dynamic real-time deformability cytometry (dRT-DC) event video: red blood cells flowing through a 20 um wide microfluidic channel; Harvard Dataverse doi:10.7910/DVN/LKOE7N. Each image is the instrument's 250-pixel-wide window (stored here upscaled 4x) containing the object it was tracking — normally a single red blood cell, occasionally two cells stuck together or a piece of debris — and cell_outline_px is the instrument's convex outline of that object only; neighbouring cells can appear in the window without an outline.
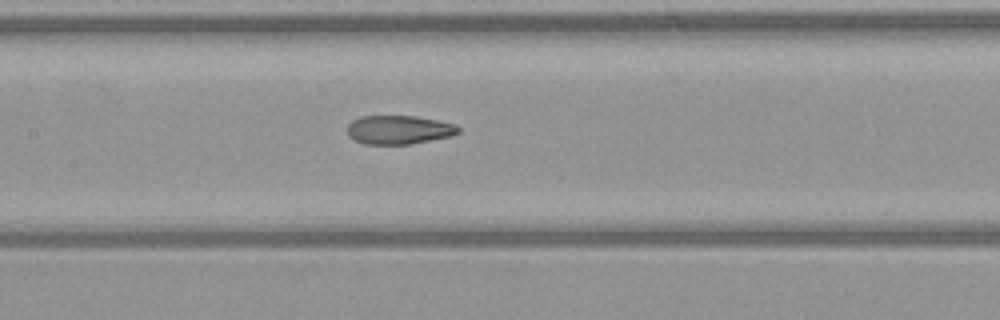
{"species": "common noctule bat (a hibernating species)", "species_latin": "Nyctalus noctula", "temperature_condition": "warm", "stored_images_in_passage": 53, "camera_frame_rate_fps": 3000, "um_per_image_px": 0.085, "animal": {"sex": "female", "body_mass_g": 21.9}, "frame": {"image": 1, "passage_image": 24, "time_ms": 7.667, "image_size_px": [1000, 320], "cell_outline_px": [[460, 132], [452, 136], [412, 144], [364, 144], [348, 136], [348, 124], [352, 120], [360, 116], [416, 116], [456, 124], [460, 128]], "centroid_in_image_um": [33.92, 11.03], "position_along_channel_um": 173.5, "area_um2": 18.73}}
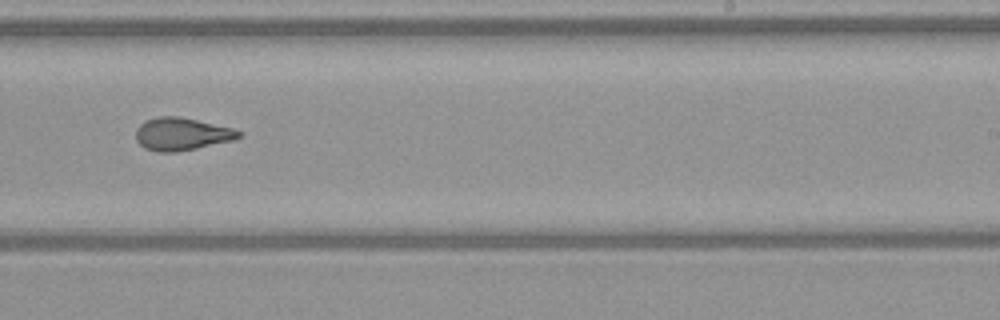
{"frame": {"image": 2, "passage_image": 32, "time_ms": 10.333, "image_size_px": [1000, 320], "cell_outline_px": [[244, 132], [236, 140], [176, 152], [156, 152], [144, 148], [136, 140], [136, 128], [144, 120], [156, 116], [180, 116], [236, 128]], "centroid_in_image_um": [15.47, 11.38], "position_along_channel_um": 273.5, "area_um2": 20.06}}
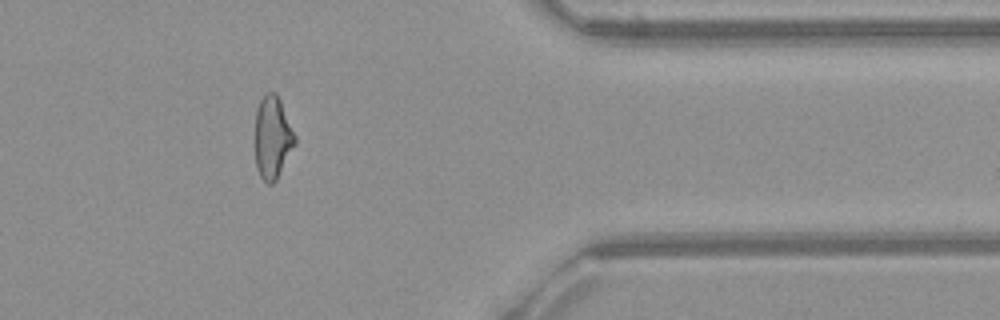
{"frame": {"image": 3, "passage_image": 43, "time_ms": 14.0, "image_size_px": [1000, 320], "cell_outline_px": [[296, 144], [276, 180], [272, 184], [268, 184], [260, 176], [256, 168], [256, 108], [260, 100], [268, 92], [276, 92], [280, 100], [296, 136]], "centroid_in_image_um": [23.18, 11.69], "position_along_channel_um": 388.2, "area_um2": 19.07}}